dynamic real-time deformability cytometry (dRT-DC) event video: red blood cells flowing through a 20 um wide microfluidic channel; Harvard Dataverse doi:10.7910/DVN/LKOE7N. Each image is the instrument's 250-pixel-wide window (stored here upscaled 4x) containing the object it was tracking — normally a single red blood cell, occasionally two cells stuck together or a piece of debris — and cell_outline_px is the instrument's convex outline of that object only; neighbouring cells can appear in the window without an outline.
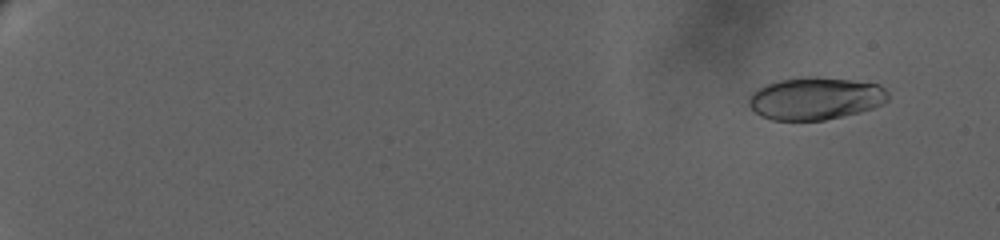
{"species": "human", "species_latin": "Homo sapiens", "temperature_condition": "warm", "stored_images_in_passage": 34, "camera_frame_rate_fps": 3000, "um_per_image_px": 0.085, "donor": {"sex": "female"}, "frame": {"image": 1, "passage_image": 7, "time_ms": 2.0, "image_size_px": [1000, 240], "cell_outline_px": [[888, 100], [884, 104], [860, 112], [824, 120], [772, 120], [760, 116], [748, 104], [748, 96], [752, 92], [764, 84], [780, 80], [804, 76], [816, 76], [880, 84], [888, 92]], "centroid_in_image_um": [69.3, 8.36], "position_along_channel_um": 15.7, "area_um2": 34.68}}
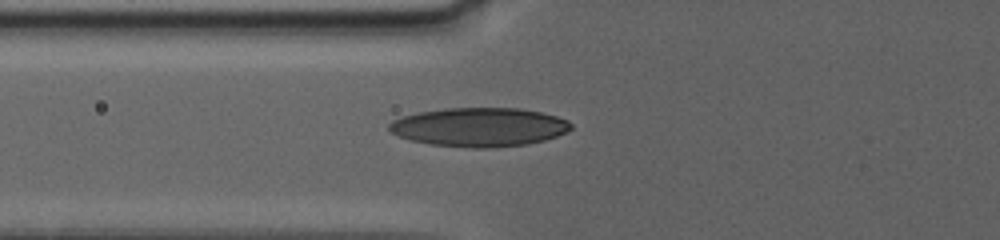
{"frame": {"image": 2, "passage_image": 30, "time_ms": 11.0, "image_size_px": [1000, 240], "cell_outline_px": [[572, 128], [556, 136], [544, 140], [528, 144], [488, 148], [472, 148], [432, 144], [412, 140], [400, 136], [392, 132], [388, 128], [388, 124], [392, 120], [404, 116], [420, 112], [448, 108], [520, 108], [540, 112], [556, 116], [568, 120], [572, 124]], "centroid_in_image_um": [40.76, 10.8], "position_along_channel_um": 85.0, "area_um2": 40.92}}
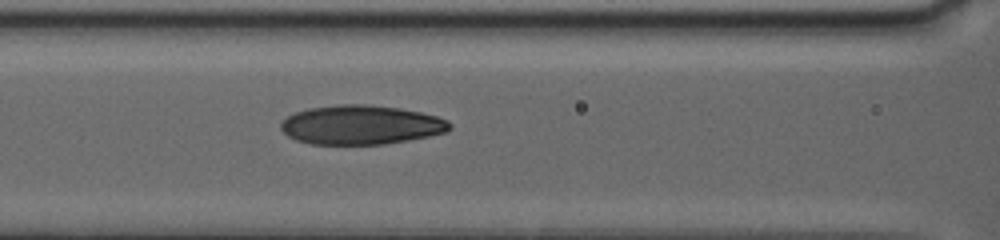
{"frame": {"image": 3, "passage_image": 34, "time_ms": 12.667, "image_size_px": [1000, 240], "cell_outline_px": [[452, 128], [448, 132], [408, 140], [384, 144], [312, 144], [296, 140], [288, 136], [280, 128], [280, 124], [288, 116], [296, 112], [308, 108], [340, 104], [368, 104], [400, 108], [420, 112], [436, 116], [448, 120], [452, 124]], "centroid_in_image_um": [30.71, 10.61], "position_along_channel_um": 135.9, "area_um2": 38.67}}